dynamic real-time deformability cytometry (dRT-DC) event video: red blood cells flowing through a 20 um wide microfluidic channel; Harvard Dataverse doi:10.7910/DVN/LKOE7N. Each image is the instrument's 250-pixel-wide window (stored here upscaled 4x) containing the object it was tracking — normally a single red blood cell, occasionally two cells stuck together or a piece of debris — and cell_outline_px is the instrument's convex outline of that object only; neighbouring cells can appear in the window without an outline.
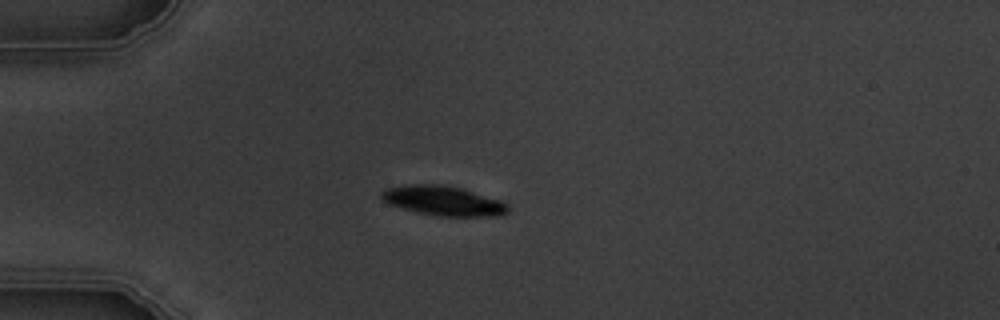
{"species": "common noctule bat (a hibernating species)", "species_latin": "Nyctalus noctula", "temperature_condition": "warm", "stored_images_in_passage": 5, "camera_frame_rate_fps": 3000, "um_per_image_px": 0.085, "animal": {"sex": "male", "body_mass_g": 19.5, "forearm_length_mm": 54.6}, "frame": {"image": 1, "passage_image": 3, "time_ms": 3.0, "image_size_px": [1000, 320], "cell_outline_px": [[508, 212], [500, 216], [440, 216], [420, 212], [388, 204], [380, 196], [380, 192], [384, 188], [404, 184], [444, 184], [460, 188], [500, 200], [508, 204]], "centroid_in_image_um": [37.65, 17.05], "position_along_channel_um": 47.3, "area_um2": 21.79}}
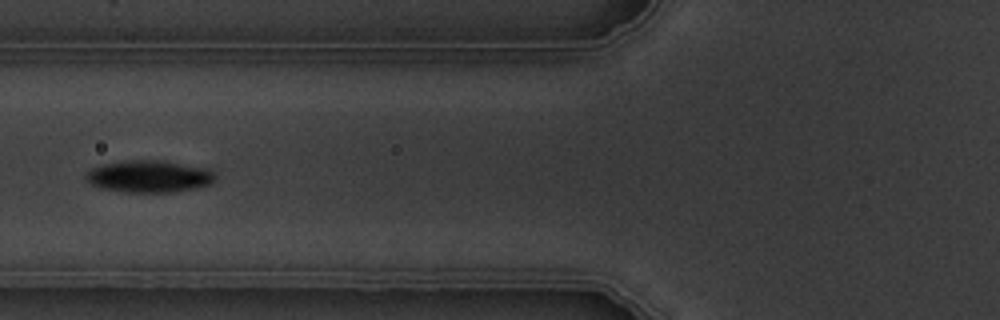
{"frame": {"image": 2, "passage_image": 5, "time_ms": 5.333, "image_size_px": [1000, 320], "cell_outline_px": [[216, 180], [212, 184], [196, 188], [176, 192], [124, 192], [100, 188], [92, 184], [84, 176], [92, 168], [104, 164], [124, 160], [164, 160], [204, 168], [212, 172], [216, 176]], "centroid_in_image_um": [12.69, 15.0], "position_along_channel_um": 113.1, "area_um2": 24.22}}